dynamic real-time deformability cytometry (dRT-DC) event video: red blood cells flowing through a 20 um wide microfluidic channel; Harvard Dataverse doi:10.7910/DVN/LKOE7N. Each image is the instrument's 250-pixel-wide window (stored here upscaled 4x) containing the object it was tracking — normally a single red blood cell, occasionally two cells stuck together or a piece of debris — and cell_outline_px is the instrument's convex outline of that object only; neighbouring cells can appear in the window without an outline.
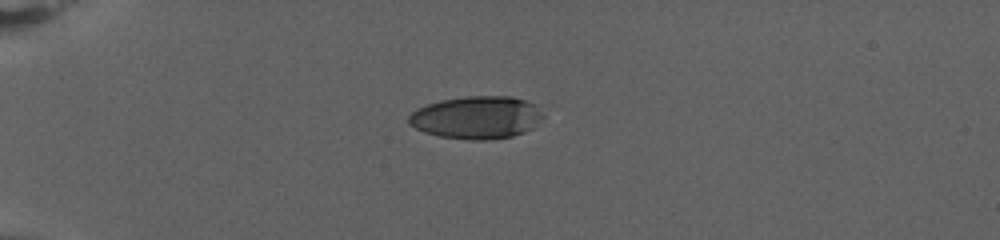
{"species": "human", "species_latin": "Homo sapiens", "temperature_condition": "warm", "stored_images_in_passage": 57, "camera_frame_rate_fps": 3000, "um_per_image_px": 0.085, "donor": {"sex": "female"}, "frame": {"image": 1, "passage_image": 1, "time_ms": 0.0, "image_size_px": [1000, 240], "cell_outline_px": [[544, 116], [532, 128], [524, 132], [512, 136], [488, 140], [468, 140], [440, 136], [424, 132], [408, 124], [408, 116], [416, 108], [440, 100], [468, 96], [512, 96], [540, 104]], "centroid_in_image_um": [40.55, 9.97], "position_along_channel_um": 44.5, "area_um2": 33.81}}
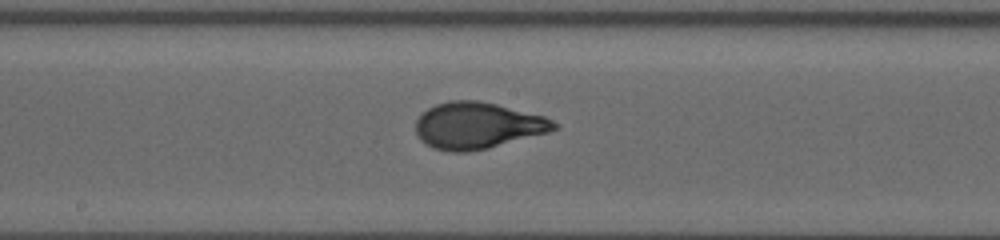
{"frame": {"image": 2, "passage_image": 24, "time_ms": 7.667, "image_size_px": [1000, 240], "cell_outline_px": [[560, 128], [548, 132], [488, 148], [468, 152], [452, 152], [432, 148], [420, 140], [416, 136], [416, 120], [428, 108], [436, 104], [452, 100], [480, 100], [544, 116], [560, 124]], "centroid_in_image_um": [40.59, 10.67], "position_along_channel_um": 207.6, "area_um2": 37.51}}
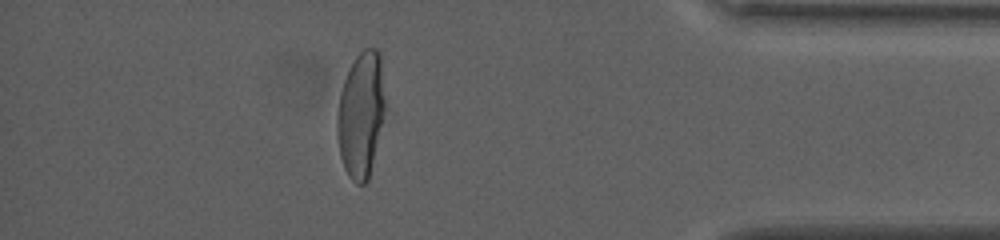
{"frame": {"image": 3, "passage_image": 49, "time_ms": 16.0, "image_size_px": [1000, 240], "cell_outline_px": [[384, 112], [368, 180], [364, 184], [356, 184], [348, 176], [344, 168], [340, 156], [336, 132], [336, 116], [340, 92], [344, 80], [356, 56], [364, 48], [376, 48], [380, 52], [384, 100]], "centroid_in_image_um": [30.65, 9.74], "position_along_channel_um": 404.6, "area_um2": 34.8}, "authors_computed_cell_mechanics": {"area_um2": 36.2406, "velocity_mm_per_s": 2.7204, "shape_relaxation_time_tau1_ms": 7.3127, "shape_relaxation_time_tau2_ms": null, "deformation_change_tau1": 0.2629, "deformation_change_tau2": null}}